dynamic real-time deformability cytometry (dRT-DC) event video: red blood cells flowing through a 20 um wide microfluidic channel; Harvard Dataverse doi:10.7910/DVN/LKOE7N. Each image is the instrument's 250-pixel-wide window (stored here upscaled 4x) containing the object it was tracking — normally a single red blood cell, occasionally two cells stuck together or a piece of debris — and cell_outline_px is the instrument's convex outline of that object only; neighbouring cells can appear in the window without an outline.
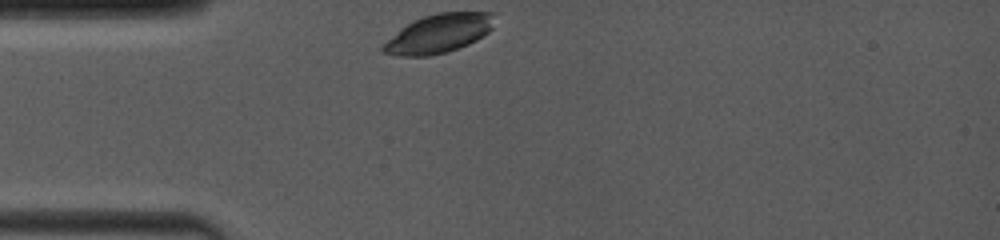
{"species": "common noctule bat (a hibernating species)", "species_latin": "Nyctalus noctula", "temperature_condition": "room temperature", "stored_images_in_passage": 37, "camera_frame_rate_fps": 4000, "um_per_image_px": 0.085, "animal": {"sex": "female", "body_mass_g": 19.0, "forearm_length_mm": 53.3}, "frame": {"image": 1, "passage_image": 1, "time_ms": 0.0, "image_size_px": [1000, 240], "cell_outline_px": [[492, 28], [488, 32], [476, 40], [468, 44], [448, 52], [428, 56], [400, 56], [384, 52], [380, 48], [388, 40], [408, 24], [424, 16], [440, 12], [492, 12]], "centroid_in_image_um": [37.31, 2.86], "position_along_channel_um": 47.7, "area_um2": 24.57}}
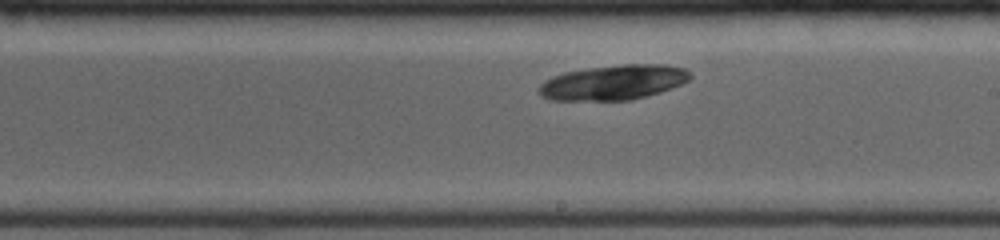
{"frame": {"image": 2, "passage_image": 20, "time_ms": 5.25, "image_size_px": [1000, 240], "cell_outline_px": [[692, 76], [688, 80], [680, 84], [660, 92], [632, 100], [548, 100], [540, 96], [536, 92], [536, 88], [544, 80], [552, 76], [564, 72], [588, 68], [620, 64], [664, 64], [684, 68]], "centroid_in_image_um": [52.07, 7.0], "position_along_channel_um": 236.9, "area_um2": 30.98}}
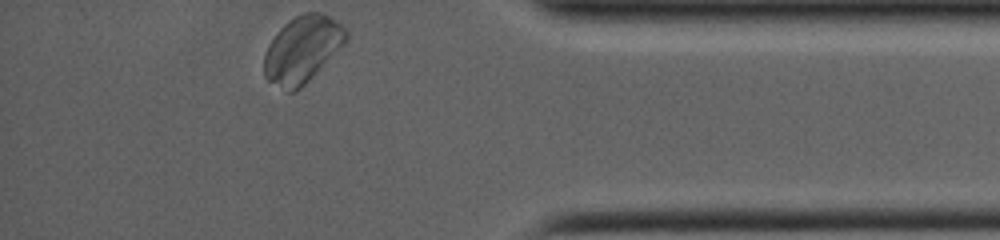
{"frame": {"image": 3, "passage_image": 37, "time_ms": 10.0, "image_size_px": [1000, 240], "cell_outline_px": [[348, 40], [296, 92], [284, 92], [268, 80], [264, 76], [264, 52], [268, 44], [276, 32], [288, 20], [304, 12], [320, 12], [328, 16], [340, 24], [348, 32]], "centroid_in_image_um": [25.66, 4.2], "position_along_channel_um": 409.5, "area_um2": 31.73}}